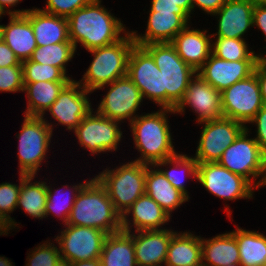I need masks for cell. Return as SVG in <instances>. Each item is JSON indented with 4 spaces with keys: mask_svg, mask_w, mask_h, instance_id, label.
<instances>
[{
    "mask_svg": "<svg viewBox=\"0 0 266 266\" xmlns=\"http://www.w3.org/2000/svg\"><path fill=\"white\" fill-rule=\"evenodd\" d=\"M69 82H23L27 93V110L24 116L44 117L45 111L55 102L59 93Z\"/></svg>",
    "mask_w": 266,
    "mask_h": 266,
    "instance_id": "cell-30",
    "label": "cell"
},
{
    "mask_svg": "<svg viewBox=\"0 0 266 266\" xmlns=\"http://www.w3.org/2000/svg\"><path fill=\"white\" fill-rule=\"evenodd\" d=\"M132 232L108 234L100 255L101 266H137Z\"/></svg>",
    "mask_w": 266,
    "mask_h": 266,
    "instance_id": "cell-29",
    "label": "cell"
},
{
    "mask_svg": "<svg viewBox=\"0 0 266 266\" xmlns=\"http://www.w3.org/2000/svg\"><path fill=\"white\" fill-rule=\"evenodd\" d=\"M165 266H202L201 237L190 232L173 234Z\"/></svg>",
    "mask_w": 266,
    "mask_h": 266,
    "instance_id": "cell-27",
    "label": "cell"
},
{
    "mask_svg": "<svg viewBox=\"0 0 266 266\" xmlns=\"http://www.w3.org/2000/svg\"><path fill=\"white\" fill-rule=\"evenodd\" d=\"M108 85L109 91L102 98L97 112L119 122L129 119L131 123L138 116L135 113L143 101L140 90L127 75Z\"/></svg>",
    "mask_w": 266,
    "mask_h": 266,
    "instance_id": "cell-15",
    "label": "cell"
},
{
    "mask_svg": "<svg viewBox=\"0 0 266 266\" xmlns=\"http://www.w3.org/2000/svg\"><path fill=\"white\" fill-rule=\"evenodd\" d=\"M28 254L26 266H54L60 258V249L50 242L35 247L34 251Z\"/></svg>",
    "mask_w": 266,
    "mask_h": 266,
    "instance_id": "cell-39",
    "label": "cell"
},
{
    "mask_svg": "<svg viewBox=\"0 0 266 266\" xmlns=\"http://www.w3.org/2000/svg\"><path fill=\"white\" fill-rule=\"evenodd\" d=\"M189 28L180 31L171 44L180 58L197 72L212 53V36L206 35L207 30Z\"/></svg>",
    "mask_w": 266,
    "mask_h": 266,
    "instance_id": "cell-22",
    "label": "cell"
},
{
    "mask_svg": "<svg viewBox=\"0 0 266 266\" xmlns=\"http://www.w3.org/2000/svg\"><path fill=\"white\" fill-rule=\"evenodd\" d=\"M143 47L152 55L155 64L163 73L166 108L174 110L197 72L180 58L171 43H152Z\"/></svg>",
    "mask_w": 266,
    "mask_h": 266,
    "instance_id": "cell-5",
    "label": "cell"
},
{
    "mask_svg": "<svg viewBox=\"0 0 266 266\" xmlns=\"http://www.w3.org/2000/svg\"><path fill=\"white\" fill-rule=\"evenodd\" d=\"M93 0H47L45 9H40L46 13L68 18L78 9L91 3Z\"/></svg>",
    "mask_w": 266,
    "mask_h": 266,
    "instance_id": "cell-41",
    "label": "cell"
},
{
    "mask_svg": "<svg viewBox=\"0 0 266 266\" xmlns=\"http://www.w3.org/2000/svg\"><path fill=\"white\" fill-rule=\"evenodd\" d=\"M253 26H257L266 35V3H255L253 9Z\"/></svg>",
    "mask_w": 266,
    "mask_h": 266,
    "instance_id": "cell-45",
    "label": "cell"
},
{
    "mask_svg": "<svg viewBox=\"0 0 266 266\" xmlns=\"http://www.w3.org/2000/svg\"><path fill=\"white\" fill-rule=\"evenodd\" d=\"M150 12H175L187 23L191 17L182 7H179L173 0H152Z\"/></svg>",
    "mask_w": 266,
    "mask_h": 266,
    "instance_id": "cell-43",
    "label": "cell"
},
{
    "mask_svg": "<svg viewBox=\"0 0 266 266\" xmlns=\"http://www.w3.org/2000/svg\"><path fill=\"white\" fill-rule=\"evenodd\" d=\"M91 93L77 81L71 80L59 93L55 102L47 110L59 124L73 130L92 110L87 95Z\"/></svg>",
    "mask_w": 266,
    "mask_h": 266,
    "instance_id": "cell-17",
    "label": "cell"
},
{
    "mask_svg": "<svg viewBox=\"0 0 266 266\" xmlns=\"http://www.w3.org/2000/svg\"><path fill=\"white\" fill-rule=\"evenodd\" d=\"M256 66L257 60L226 61L211 53L197 73L212 87L222 92L252 75Z\"/></svg>",
    "mask_w": 266,
    "mask_h": 266,
    "instance_id": "cell-18",
    "label": "cell"
},
{
    "mask_svg": "<svg viewBox=\"0 0 266 266\" xmlns=\"http://www.w3.org/2000/svg\"><path fill=\"white\" fill-rule=\"evenodd\" d=\"M44 117L24 116L17 138L20 174L37 175L51 142L53 125Z\"/></svg>",
    "mask_w": 266,
    "mask_h": 266,
    "instance_id": "cell-8",
    "label": "cell"
},
{
    "mask_svg": "<svg viewBox=\"0 0 266 266\" xmlns=\"http://www.w3.org/2000/svg\"><path fill=\"white\" fill-rule=\"evenodd\" d=\"M248 130L246 126L236 140L222 153L218 163L234 174L247 179L258 189L264 186L266 181V156L254 138H247ZM260 176L262 178L256 182L255 180Z\"/></svg>",
    "mask_w": 266,
    "mask_h": 266,
    "instance_id": "cell-7",
    "label": "cell"
},
{
    "mask_svg": "<svg viewBox=\"0 0 266 266\" xmlns=\"http://www.w3.org/2000/svg\"><path fill=\"white\" fill-rule=\"evenodd\" d=\"M236 228L232 233L238 243L241 266H266V236Z\"/></svg>",
    "mask_w": 266,
    "mask_h": 266,
    "instance_id": "cell-31",
    "label": "cell"
},
{
    "mask_svg": "<svg viewBox=\"0 0 266 266\" xmlns=\"http://www.w3.org/2000/svg\"><path fill=\"white\" fill-rule=\"evenodd\" d=\"M127 76L138 87L143 99L146 97L162 108H166L163 73L143 46L137 44L133 46L128 59Z\"/></svg>",
    "mask_w": 266,
    "mask_h": 266,
    "instance_id": "cell-10",
    "label": "cell"
},
{
    "mask_svg": "<svg viewBox=\"0 0 266 266\" xmlns=\"http://www.w3.org/2000/svg\"><path fill=\"white\" fill-rule=\"evenodd\" d=\"M69 39L77 49V43L87 51L108 46L122 39L125 25L101 5V0L78 9L67 18Z\"/></svg>",
    "mask_w": 266,
    "mask_h": 266,
    "instance_id": "cell-1",
    "label": "cell"
},
{
    "mask_svg": "<svg viewBox=\"0 0 266 266\" xmlns=\"http://www.w3.org/2000/svg\"><path fill=\"white\" fill-rule=\"evenodd\" d=\"M130 214L132 216V223L127 218ZM170 218L171 216L145 193L124 212L122 215L121 229L125 232H131L130 229L134 226L135 232L161 230V225L163 226L169 222Z\"/></svg>",
    "mask_w": 266,
    "mask_h": 266,
    "instance_id": "cell-21",
    "label": "cell"
},
{
    "mask_svg": "<svg viewBox=\"0 0 266 266\" xmlns=\"http://www.w3.org/2000/svg\"><path fill=\"white\" fill-rule=\"evenodd\" d=\"M54 266H72V263L68 261L67 259L60 257Z\"/></svg>",
    "mask_w": 266,
    "mask_h": 266,
    "instance_id": "cell-53",
    "label": "cell"
},
{
    "mask_svg": "<svg viewBox=\"0 0 266 266\" xmlns=\"http://www.w3.org/2000/svg\"><path fill=\"white\" fill-rule=\"evenodd\" d=\"M76 52L72 42H61L38 46L30 57V61L60 68L66 75V63L71 61Z\"/></svg>",
    "mask_w": 266,
    "mask_h": 266,
    "instance_id": "cell-34",
    "label": "cell"
},
{
    "mask_svg": "<svg viewBox=\"0 0 266 266\" xmlns=\"http://www.w3.org/2000/svg\"><path fill=\"white\" fill-rule=\"evenodd\" d=\"M23 82H70V79L60 68L55 66L40 64L26 60L22 62Z\"/></svg>",
    "mask_w": 266,
    "mask_h": 266,
    "instance_id": "cell-37",
    "label": "cell"
},
{
    "mask_svg": "<svg viewBox=\"0 0 266 266\" xmlns=\"http://www.w3.org/2000/svg\"><path fill=\"white\" fill-rule=\"evenodd\" d=\"M54 241H58L60 257L71 263L100 258L107 233L101 229L66 224Z\"/></svg>",
    "mask_w": 266,
    "mask_h": 266,
    "instance_id": "cell-12",
    "label": "cell"
},
{
    "mask_svg": "<svg viewBox=\"0 0 266 266\" xmlns=\"http://www.w3.org/2000/svg\"><path fill=\"white\" fill-rule=\"evenodd\" d=\"M4 11L0 8V17H2V15H4Z\"/></svg>",
    "mask_w": 266,
    "mask_h": 266,
    "instance_id": "cell-57",
    "label": "cell"
},
{
    "mask_svg": "<svg viewBox=\"0 0 266 266\" xmlns=\"http://www.w3.org/2000/svg\"><path fill=\"white\" fill-rule=\"evenodd\" d=\"M0 266H12V262L8 258L0 256Z\"/></svg>",
    "mask_w": 266,
    "mask_h": 266,
    "instance_id": "cell-54",
    "label": "cell"
},
{
    "mask_svg": "<svg viewBox=\"0 0 266 266\" xmlns=\"http://www.w3.org/2000/svg\"><path fill=\"white\" fill-rule=\"evenodd\" d=\"M255 123L257 126V135L254 139L260 146L261 151L266 156V105H264L255 115V117L249 122Z\"/></svg>",
    "mask_w": 266,
    "mask_h": 266,
    "instance_id": "cell-42",
    "label": "cell"
},
{
    "mask_svg": "<svg viewBox=\"0 0 266 266\" xmlns=\"http://www.w3.org/2000/svg\"><path fill=\"white\" fill-rule=\"evenodd\" d=\"M146 164L128 162L116 169H105L95 177L106 188L115 209L121 214L145 194Z\"/></svg>",
    "mask_w": 266,
    "mask_h": 266,
    "instance_id": "cell-6",
    "label": "cell"
},
{
    "mask_svg": "<svg viewBox=\"0 0 266 266\" xmlns=\"http://www.w3.org/2000/svg\"><path fill=\"white\" fill-rule=\"evenodd\" d=\"M255 3L250 0H226L214 14L218 15V32L212 37L244 39L242 36L253 26Z\"/></svg>",
    "mask_w": 266,
    "mask_h": 266,
    "instance_id": "cell-19",
    "label": "cell"
},
{
    "mask_svg": "<svg viewBox=\"0 0 266 266\" xmlns=\"http://www.w3.org/2000/svg\"><path fill=\"white\" fill-rule=\"evenodd\" d=\"M202 266H227L240 263L238 243L234 234L228 232L211 239L201 238Z\"/></svg>",
    "mask_w": 266,
    "mask_h": 266,
    "instance_id": "cell-28",
    "label": "cell"
},
{
    "mask_svg": "<svg viewBox=\"0 0 266 266\" xmlns=\"http://www.w3.org/2000/svg\"><path fill=\"white\" fill-rule=\"evenodd\" d=\"M211 49L213 55L226 61L257 60V54L249 51L245 39L217 37Z\"/></svg>",
    "mask_w": 266,
    "mask_h": 266,
    "instance_id": "cell-35",
    "label": "cell"
},
{
    "mask_svg": "<svg viewBox=\"0 0 266 266\" xmlns=\"http://www.w3.org/2000/svg\"><path fill=\"white\" fill-rule=\"evenodd\" d=\"M22 65L13 50L0 39V67Z\"/></svg>",
    "mask_w": 266,
    "mask_h": 266,
    "instance_id": "cell-44",
    "label": "cell"
},
{
    "mask_svg": "<svg viewBox=\"0 0 266 266\" xmlns=\"http://www.w3.org/2000/svg\"><path fill=\"white\" fill-rule=\"evenodd\" d=\"M189 24L175 12H150L145 34L131 31L135 43L139 46L152 43H171L174 37Z\"/></svg>",
    "mask_w": 266,
    "mask_h": 266,
    "instance_id": "cell-23",
    "label": "cell"
},
{
    "mask_svg": "<svg viewBox=\"0 0 266 266\" xmlns=\"http://www.w3.org/2000/svg\"><path fill=\"white\" fill-rule=\"evenodd\" d=\"M24 91L22 65L0 67V92Z\"/></svg>",
    "mask_w": 266,
    "mask_h": 266,
    "instance_id": "cell-40",
    "label": "cell"
},
{
    "mask_svg": "<svg viewBox=\"0 0 266 266\" xmlns=\"http://www.w3.org/2000/svg\"><path fill=\"white\" fill-rule=\"evenodd\" d=\"M226 2V0H192V11L195 5L207 14H214L217 12Z\"/></svg>",
    "mask_w": 266,
    "mask_h": 266,
    "instance_id": "cell-46",
    "label": "cell"
},
{
    "mask_svg": "<svg viewBox=\"0 0 266 266\" xmlns=\"http://www.w3.org/2000/svg\"><path fill=\"white\" fill-rule=\"evenodd\" d=\"M93 110L74 129L79 144L92 154L116 151L122 138L120 122L106 118L98 112L93 114Z\"/></svg>",
    "mask_w": 266,
    "mask_h": 266,
    "instance_id": "cell-13",
    "label": "cell"
},
{
    "mask_svg": "<svg viewBox=\"0 0 266 266\" xmlns=\"http://www.w3.org/2000/svg\"><path fill=\"white\" fill-rule=\"evenodd\" d=\"M157 112L137 116L129 125L140 157L135 162L155 165L159 161L171 158L176 153L168 125L167 113L175 114L170 108H161ZM167 115V116H166Z\"/></svg>",
    "mask_w": 266,
    "mask_h": 266,
    "instance_id": "cell-3",
    "label": "cell"
},
{
    "mask_svg": "<svg viewBox=\"0 0 266 266\" xmlns=\"http://www.w3.org/2000/svg\"><path fill=\"white\" fill-rule=\"evenodd\" d=\"M221 100L223 117L249 123L264 106L256 73L222 91Z\"/></svg>",
    "mask_w": 266,
    "mask_h": 266,
    "instance_id": "cell-9",
    "label": "cell"
},
{
    "mask_svg": "<svg viewBox=\"0 0 266 266\" xmlns=\"http://www.w3.org/2000/svg\"><path fill=\"white\" fill-rule=\"evenodd\" d=\"M72 266H101L100 258L72 263Z\"/></svg>",
    "mask_w": 266,
    "mask_h": 266,
    "instance_id": "cell-50",
    "label": "cell"
},
{
    "mask_svg": "<svg viewBox=\"0 0 266 266\" xmlns=\"http://www.w3.org/2000/svg\"><path fill=\"white\" fill-rule=\"evenodd\" d=\"M199 124L205 125L194 157L197 163L218 162L222 153L246 128L243 123L225 117Z\"/></svg>",
    "mask_w": 266,
    "mask_h": 266,
    "instance_id": "cell-14",
    "label": "cell"
},
{
    "mask_svg": "<svg viewBox=\"0 0 266 266\" xmlns=\"http://www.w3.org/2000/svg\"><path fill=\"white\" fill-rule=\"evenodd\" d=\"M122 216L115 209L106 188L95 177L78 193L67 224L101 229L107 234L121 231Z\"/></svg>",
    "mask_w": 266,
    "mask_h": 266,
    "instance_id": "cell-2",
    "label": "cell"
},
{
    "mask_svg": "<svg viewBox=\"0 0 266 266\" xmlns=\"http://www.w3.org/2000/svg\"><path fill=\"white\" fill-rule=\"evenodd\" d=\"M186 105L198 114V123L223 117L221 92L207 83L198 73L190 80L183 99L174 111L182 114Z\"/></svg>",
    "mask_w": 266,
    "mask_h": 266,
    "instance_id": "cell-16",
    "label": "cell"
},
{
    "mask_svg": "<svg viewBox=\"0 0 266 266\" xmlns=\"http://www.w3.org/2000/svg\"><path fill=\"white\" fill-rule=\"evenodd\" d=\"M24 15L31 22L37 46L71 42L67 18L46 13L39 8L29 9Z\"/></svg>",
    "mask_w": 266,
    "mask_h": 266,
    "instance_id": "cell-25",
    "label": "cell"
},
{
    "mask_svg": "<svg viewBox=\"0 0 266 266\" xmlns=\"http://www.w3.org/2000/svg\"><path fill=\"white\" fill-rule=\"evenodd\" d=\"M254 72L257 75V79L260 85L263 104L266 105V74H264L257 66Z\"/></svg>",
    "mask_w": 266,
    "mask_h": 266,
    "instance_id": "cell-48",
    "label": "cell"
},
{
    "mask_svg": "<svg viewBox=\"0 0 266 266\" xmlns=\"http://www.w3.org/2000/svg\"><path fill=\"white\" fill-rule=\"evenodd\" d=\"M9 24L0 25L1 39L13 50L20 62L29 60L38 47L31 22L24 14H10Z\"/></svg>",
    "mask_w": 266,
    "mask_h": 266,
    "instance_id": "cell-24",
    "label": "cell"
},
{
    "mask_svg": "<svg viewBox=\"0 0 266 266\" xmlns=\"http://www.w3.org/2000/svg\"><path fill=\"white\" fill-rule=\"evenodd\" d=\"M155 167V165L146 164L145 193L171 216V212L189 198L179 189L174 188L162 171Z\"/></svg>",
    "mask_w": 266,
    "mask_h": 266,
    "instance_id": "cell-26",
    "label": "cell"
},
{
    "mask_svg": "<svg viewBox=\"0 0 266 266\" xmlns=\"http://www.w3.org/2000/svg\"><path fill=\"white\" fill-rule=\"evenodd\" d=\"M257 67L266 74V54L265 56L257 55Z\"/></svg>",
    "mask_w": 266,
    "mask_h": 266,
    "instance_id": "cell-52",
    "label": "cell"
},
{
    "mask_svg": "<svg viewBox=\"0 0 266 266\" xmlns=\"http://www.w3.org/2000/svg\"><path fill=\"white\" fill-rule=\"evenodd\" d=\"M135 44L131 32L128 31L113 44L89 50L94 58L83 78L77 82L92 93L126 76L128 59Z\"/></svg>",
    "mask_w": 266,
    "mask_h": 266,
    "instance_id": "cell-4",
    "label": "cell"
},
{
    "mask_svg": "<svg viewBox=\"0 0 266 266\" xmlns=\"http://www.w3.org/2000/svg\"><path fill=\"white\" fill-rule=\"evenodd\" d=\"M20 184H12L9 182L0 184V211L11 221L12 226L15 228L18 224L10 217L11 213L17 208L21 183L23 182V174H19Z\"/></svg>",
    "mask_w": 266,
    "mask_h": 266,
    "instance_id": "cell-38",
    "label": "cell"
},
{
    "mask_svg": "<svg viewBox=\"0 0 266 266\" xmlns=\"http://www.w3.org/2000/svg\"><path fill=\"white\" fill-rule=\"evenodd\" d=\"M175 4L182 7L189 15L192 14V0H173Z\"/></svg>",
    "mask_w": 266,
    "mask_h": 266,
    "instance_id": "cell-51",
    "label": "cell"
},
{
    "mask_svg": "<svg viewBox=\"0 0 266 266\" xmlns=\"http://www.w3.org/2000/svg\"><path fill=\"white\" fill-rule=\"evenodd\" d=\"M13 229L11 221L0 211V235H7Z\"/></svg>",
    "mask_w": 266,
    "mask_h": 266,
    "instance_id": "cell-49",
    "label": "cell"
},
{
    "mask_svg": "<svg viewBox=\"0 0 266 266\" xmlns=\"http://www.w3.org/2000/svg\"><path fill=\"white\" fill-rule=\"evenodd\" d=\"M227 266H241L240 263H232V264H228Z\"/></svg>",
    "mask_w": 266,
    "mask_h": 266,
    "instance_id": "cell-56",
    "label": "cell"
},
{
    "mask_svg": "<svg viewBox=\"0 0 266 266\" xmlns=\"http://www.w3.org/2000/svg\"><path fill=\"white\" fill-rule=\"evenodd\" d=\"M21 0H0V8L4 11V13H7V14H25L29 9H26V10H14V11H11V10H6L8 7H13V6H16L17 3H19ZM7 6V8H6Z\"/></svg>",
    "mask_w": 266,
    "mask_h": 266,
    "instance_id": "cell-47",
    "label": "cell"
},
{
    "mask_svg": "<svg viewBox=\"0 0 266 266\" xmlns=\"http://www.w3.org/2000/svg\"><path fill=\"white\" fill-rule=\"evenodd\" d=\"M250 1L254 3H266V0H250Z\"/></svg>",
    "mask_w": 266,
    "mask_h": 266,
    "instance_id": "cell-55",
    "label": "cell"
},
{
    "mask_svg": "<svg viewBox=\"0 0 266 266\" xmlns=\"http://www.w3.org/2000/svg\"><path fill=\"white\" fill-rule=\"evenodd\" d=\"M87 182L88 181H85L81 184L79 183L77 185H73V187H71L72 192H70L68 194L70 196L64 195L67 198L61 196L62 194H64V193H62V190H61L62 194L60 193L61 188L57 189L59 191H57V190L54 191V190H52L51 186L47 185V201H46V206H45V212H46L45 218L48 217V215H50V213H52L53 215L55 214V216L59 217L60 218L59 220H63L62 222H64V225H66L68 218H69V215H70V212H71V209L73 208L75 199H76L78 193L80 192V190L82 189V187ZM71 189H67V190L71 191ZM65 194H67V193H65ZM59 197L61 199H59Z\"/></svg>",
    "mask_w": 266,
    "mask_h": 266,
    "instance_id": "cell-36",
    "label": "cell"
},
{
    "mask_svg": "<svg viewBox=\"0 0 266 266\" xmlns=\"http://www.w3.org/2000/svg\"><path fill=\"white\" fill-rule=\"evenodd\" d=\"M174 233L171 229L163 228L133 232L137 266H162L165 264L168 247Z\"/></svg>",
    "mask_w": 266,
    "mask_h": 266,
    "instance_id": "cell-20",
    "label": "cell"
},
{
    "mask_svg": "<svg viewBox=\"0 0 266 266\" xmlns=\"http://www.w3.org/2000/svg\"><path fill=\"white\" fill-rule=\"evenodd\" d=\"M34 177L35 175L23 174L17 207L23 208L30 217L43 219L46 215L47 183L44 181L32 183Z\"/></svg>",
    "mask_w": 266,
    "mask_h": 266,
    "instance_id": "cell-32",
    "label": "cell"
},
{
    "mask_svg": "<svg viewBox=\"0 0 266 266\" xmlns=\"http://www.w3.org/2000/svg\"><path fill=\"white\" fill-rule=\"evenodd\" d=\"M197 181L211 194L224 200L253 198V185L218 162L197 163Z\"/></svg>",
    "mask_w": 266,
    "mask_h": 266,
    "instance_id": "cell-11",
    "label": "cell"
},
{
    "mask_svg": "<svg viewBox=\"0 0 266 266\" xmlns=\"http://www.w3.org/2000/svg\"><path fill=\"white\" fill-rule=\"evenodd\" d=\"M174 165L173 168L167 170L162 169L159 166H168V165ZM156 167H158L164 176L167 178V180L172 184L174 188L179 189L181 192H183L189 199V195L187 194L186 187L184 185V177L180 175V170H184L185 175H188V177L195 178L197 180V161L192 156H187L186 154H177L171 158L165 159L163 161H159L155 164ZM179 170V171H178ZM182 172V171H181ZM179 173V175H178ZM187 173V174H186Z\"/></svg>",
    "mask_w": 266,
    "mask_h": 266,
    "instance_id": "cell-33",
    "label": "cell"
}]
</instances>
